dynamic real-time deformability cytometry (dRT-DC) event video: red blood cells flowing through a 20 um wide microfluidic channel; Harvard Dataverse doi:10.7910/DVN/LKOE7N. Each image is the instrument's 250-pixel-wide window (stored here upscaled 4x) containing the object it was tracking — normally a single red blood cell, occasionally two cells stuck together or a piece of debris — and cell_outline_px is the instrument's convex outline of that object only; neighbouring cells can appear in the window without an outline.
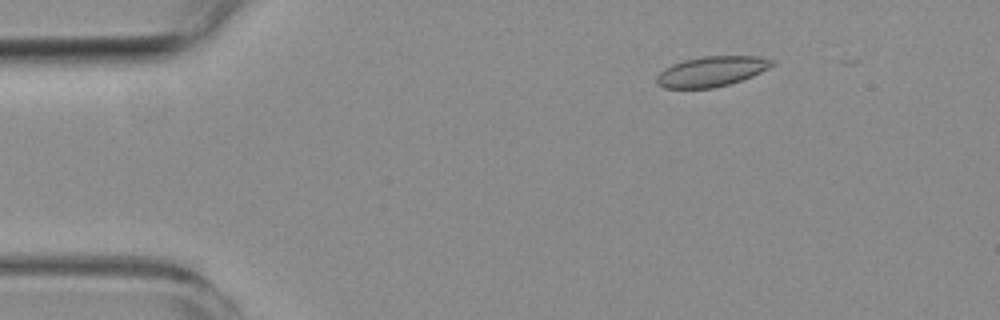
{"species": "common noctule bat (a hibernating species)", "species_latin": "Nyctalus noctula", "temperature_condition": "room temperature", "stored_images_in_passage": 3, "camera_frame_rate_fps": 3000, "um_per_image_px": 0.085, "animal": {"sex": "female", "body_mass_g": 19.3, "forearm_length_mm": 54.1}, "frame": {"image": 1, "passage_image": 3, "time_ms": 2.333, "image_size_px": [1000, 320], "cell_outline_px": [[776, 64], [752, 76], [728, 84], [712, 88], [664, 88], [656, 84], [656, 76], [664, 68], [672, 64], [684, 60], [700, 56], [760, 56], [776, 60]], "centroid_in_image_um": [60.48, 6.06], "position_along_channel_um": 24.5, "area_um2": 20.4}}